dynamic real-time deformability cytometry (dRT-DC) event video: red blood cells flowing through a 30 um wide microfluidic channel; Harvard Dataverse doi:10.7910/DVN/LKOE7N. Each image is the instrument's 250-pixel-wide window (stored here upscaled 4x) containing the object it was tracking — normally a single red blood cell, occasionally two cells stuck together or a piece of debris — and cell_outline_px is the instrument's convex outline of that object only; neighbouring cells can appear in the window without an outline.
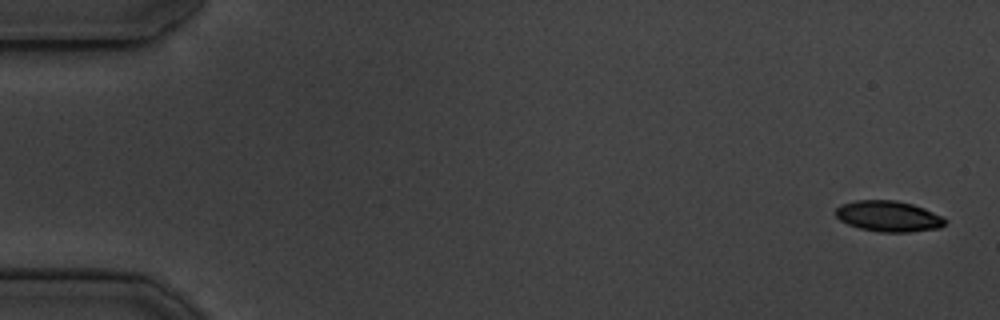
{"species": "common noctule bat (a hibernating species)", "species_latin": "Nyctalus noctula", "temperature_condition": "cold", "stored_images_in_passage": 11, "camera_frame_rate_fps": 3000, "um_per_image_px": 0.085, "animal": {"sex": "male", "body_mass_g": 19.5, "forearm_length_mm": 54.6}, "frame": {"image": 1, "passage_image": 1, "time_ms": 0.0, "image_size_px": [1000, 320], "cell_outline_px": [[940, 224], [920, 228], [872, 228], [856, 224], [876, 204], [904, 204], [916, 208], [940, 220]], "centroid_in_image_um": [76.26, 18.48], "position_along_channel_um": 8.7, "area_um2": 10.69}}